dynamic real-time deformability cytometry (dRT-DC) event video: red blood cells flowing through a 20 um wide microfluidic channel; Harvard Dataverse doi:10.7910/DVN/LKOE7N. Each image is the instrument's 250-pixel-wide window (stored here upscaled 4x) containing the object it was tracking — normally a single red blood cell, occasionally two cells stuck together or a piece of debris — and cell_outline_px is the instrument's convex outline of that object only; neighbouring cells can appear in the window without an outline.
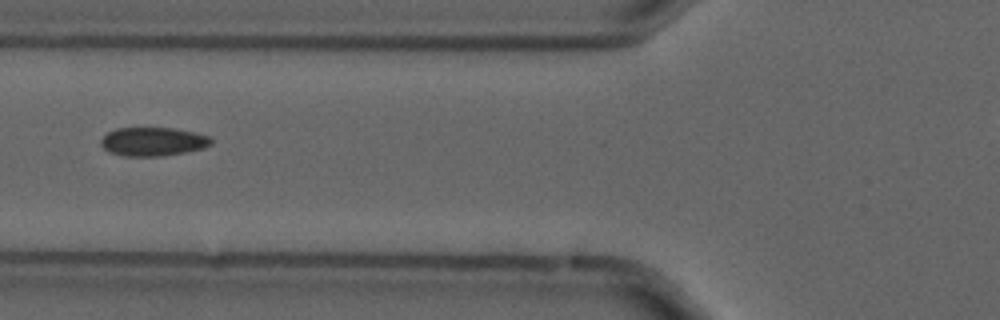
{"species": "common noctule bat (a hibernating species)", "species_latin": "Nyctalus noctula", "temperature_condition": "cold", "stored_images_in_passage": 4, "camera_frame_rate_fps": 3000, "um_per_image_px": 0.085, "animal": {"sex": "male", "forearm_length_mm": 52.5}, "frame": {"image": 1, "passage_image": 4, "time_ms": 1.0, "image_size_px": [1000, 320], "cell_outline_px": [[212, 144], [204, 148], [164, 156], [124, 156], [108, 152], [100, 144], [100, 140], [108, 132], [116, 128], [172, 128], [196, 132], [212, 136]], "centroid_in_image_um": [13.02, 12.03], "position_along_channel_um": 112.8, "area_um2": 18.61}}